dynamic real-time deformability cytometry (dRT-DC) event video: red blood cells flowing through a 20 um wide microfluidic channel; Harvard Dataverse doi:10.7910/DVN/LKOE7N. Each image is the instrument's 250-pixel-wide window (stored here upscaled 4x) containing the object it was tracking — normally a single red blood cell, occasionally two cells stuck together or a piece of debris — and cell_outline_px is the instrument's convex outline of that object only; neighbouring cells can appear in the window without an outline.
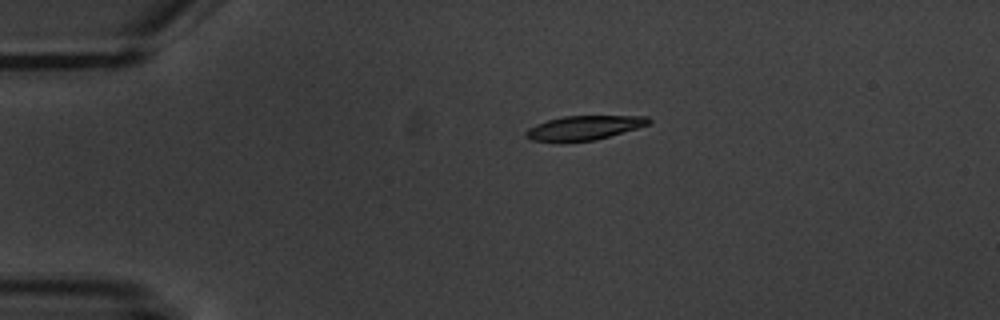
{"species": "common noctule bat (a hibernating species)", "species_latin": "Nyctalus noctula", "temperature_condition": "warm", "stored_images_in_passage": 3, "camera_frame_rate_fps": 3000, "um_per_image_px": 0.085, "animal": {"sex": "male", "body_mass_g": 20.1, "forearm_length_mm": 53.5}, "frame": {"image": 1, "passage_image": 1, "time_ms": 0.0, "image_size_px": [1000, 320], "cell_outline_px": [[652, 120], [648, 124], [636, 128], [596, 140], [532, 140], [524, 136], [524, 132], [528, 128], [536, 124], [548, 120], [564, 116], [648, 116]], "centroid_in_image_um": [49.65, 10.83], "position_along_channel_um": 35.3, "area_um2": 16.82}}
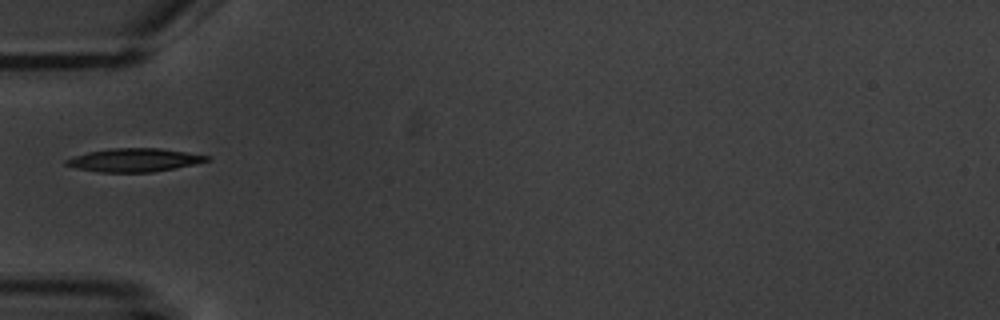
{"frame": {"image": 2, "passage_image": 3, "time_ms": 2.333, "image_size_px": [1000, 320], "cell_outline_px": [[212, 156], [208, 160], [176, 168], [152, 172], [100, 172], [76, 168], [64, 164], [64, 160], [88, 152], [108, 148], [160, 148]], "centroid_in_image_um": [11.4, 13.6], "position_along_channel_um": 73.6, "area_um2": 19.02}}